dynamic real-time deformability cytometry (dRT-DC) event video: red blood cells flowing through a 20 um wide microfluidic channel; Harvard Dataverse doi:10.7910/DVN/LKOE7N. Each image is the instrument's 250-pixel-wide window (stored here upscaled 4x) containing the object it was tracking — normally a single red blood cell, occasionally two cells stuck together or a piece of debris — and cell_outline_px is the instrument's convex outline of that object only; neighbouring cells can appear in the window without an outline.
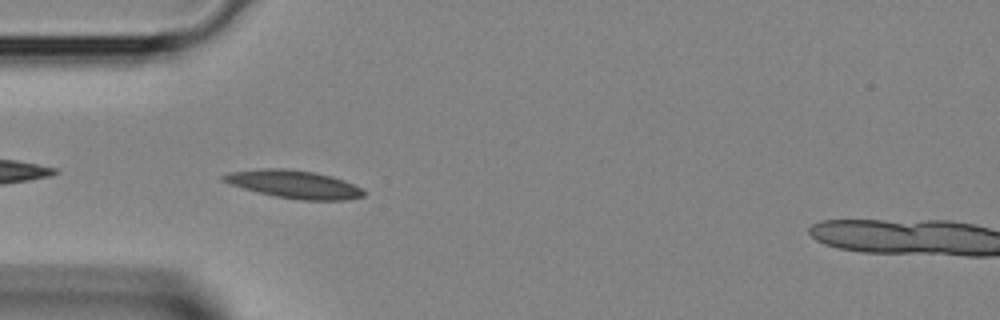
{"species": "Egyptian fruit bat (a non-hibernating species)", "species_latin": "Rousettus aegyptiacus", "temperature_condition": "room temperature", "stored_images_in_passage": 37, "camera_frame_rate_fps": 3000, "um_per_image_px": 0.085, "animal": {"sex": "female"}, "frame": {"image": 1, "passage_image": 10, "time_ms": 3.0, "image_size_px": [1000, 320], "cell_outline_px": [[364, 196], [344, 200], [304, 200], [276, 196], [244, 188], [220, 180], [220, 176], [228, 172], [260, 168], [284, 168], [316, 172], [332, 176], [344, 180], [360, 188], [364, 192]], "centroid_in_image_um": [24.97, 15.64], "position_along_channel_um": 60.0, "area_um2": 22.66}}
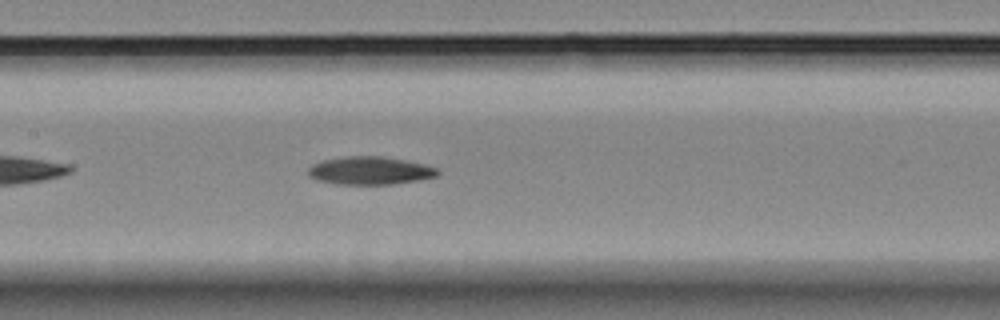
{"frame": {"image": 2, "passage_image": 17, "time_ms": 5.333, "image_size_px": [1000, 320], "cell_outline_px": [[440, 172], [436, 176], [416, 180], [392, 184], [340, 184], [320, 180], [308, 176], [308, 168], [312, 164], [324, 160], [344, 156], [384, 156], [408, 160], [424, 164], [436, 168]], "centroid_in_image_um": [31.45, 14.49], "position_along_channel_um": 176.0, "area_um2": 20.98}}
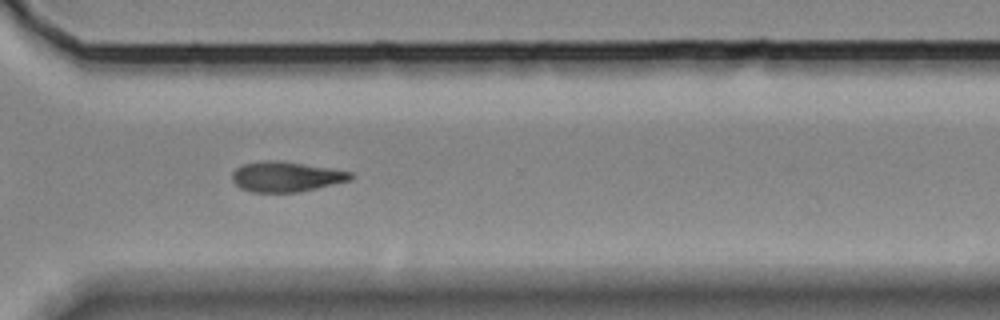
{"frame": {"image": 3, "passage_image": 27, "time_ms": 8.667, "image_size_px": [1000, 320], "cell_outline_px": [[352, 180], [316, 188], [296, 192], [252, 192], [240, 188], [232, 180], [232, 172], [236, 168], [244, 164], [264, 160], [276, 160], [304, 164], [352, 172]], "centroid_in_image_um": [24.29, 15.02], "position_along_channel_um": 346.3, "area_um2": 20.63}}